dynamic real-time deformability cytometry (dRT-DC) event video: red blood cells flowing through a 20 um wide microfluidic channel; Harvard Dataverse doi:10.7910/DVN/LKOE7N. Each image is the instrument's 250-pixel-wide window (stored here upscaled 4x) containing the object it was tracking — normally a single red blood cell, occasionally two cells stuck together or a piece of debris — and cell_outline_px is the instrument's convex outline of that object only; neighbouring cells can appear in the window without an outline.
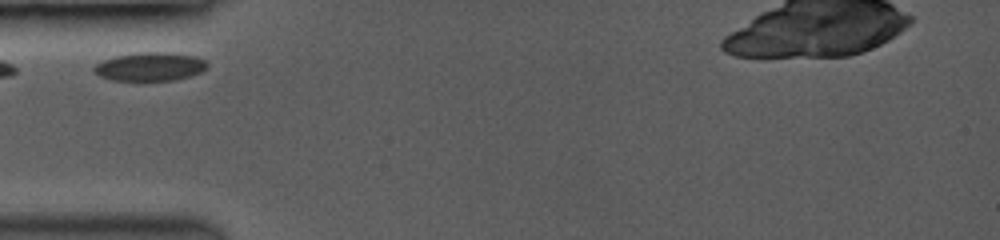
{"species": "common noctule bat (a hibernating species)", "species_latin": "Nyctalus noctula", "temperature_condition": "room temperature", "stored_images_in_passage": 30, "camera_frame_rate_fps": 3500, "um_per_image_px": 0.085, "animal": {"sex": "female", "body_mass_g": 19.0, "forearm_length_mm": 53.3}, "frame": {"image": 1, "passage_image": 1, "time_ms": 0.0, "image_size_px": [1000, 240], "cell_outline_px": [[208, 64], [200, 72], [188, 76], [172, 80], [112, 80], [100, 76], [92, 72], [92, 68], [96, 64], [104, 60], [116, 56], [136, 52], [164, 52], [196, 56], [204, 60]], "centroid_in_image_um": [12.7, 5.65], "position_along_channel_um": 72.3, "area_um2": 18.61}}